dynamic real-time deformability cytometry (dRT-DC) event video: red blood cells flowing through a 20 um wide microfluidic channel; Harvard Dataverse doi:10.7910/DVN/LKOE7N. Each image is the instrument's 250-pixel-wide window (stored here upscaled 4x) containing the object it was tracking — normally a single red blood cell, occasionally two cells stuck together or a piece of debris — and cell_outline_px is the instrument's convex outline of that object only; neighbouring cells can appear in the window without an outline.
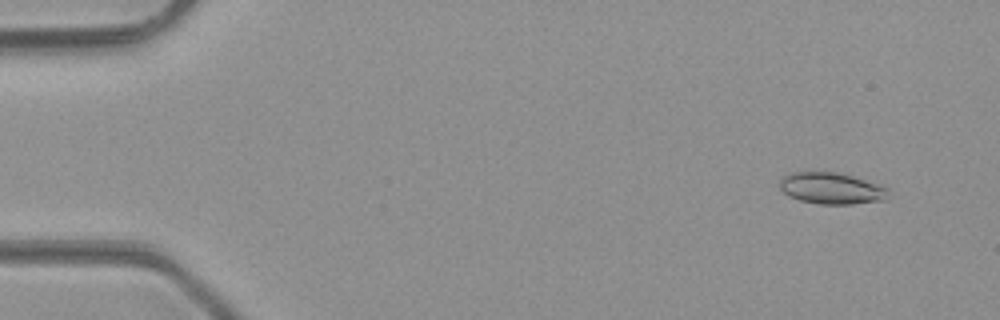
{"species": "common noctule bat (a hibernating species)", "species_latin": "Nyctalus noctula", "temperature_condition": "room temperature", "stored_images_in_passage": 49, "camera_frame_rate_fps": 3000, "um_per_image_px": 0.085, "animal": {"sex": "male", "body_mass_g": 23.1, "forearm_length_mm": 52.7}, "frame": {"image": 1, "passage_image": 3, "time_ms": 0.667, "image_size_px": [1000, 320], "cell_outline_px": [[888, 200], [852, 204], [820, 204], [800, 200], [788, 196], [780, 188], [780, 180], [784, 176], [792, 172], [836, 172], [852, 176], [880, 184], [888, 188]], "centroid_in_image_um": [70.71, 16.01], "position_along_channel_um": 14.3, "area_um2": 20.0}}
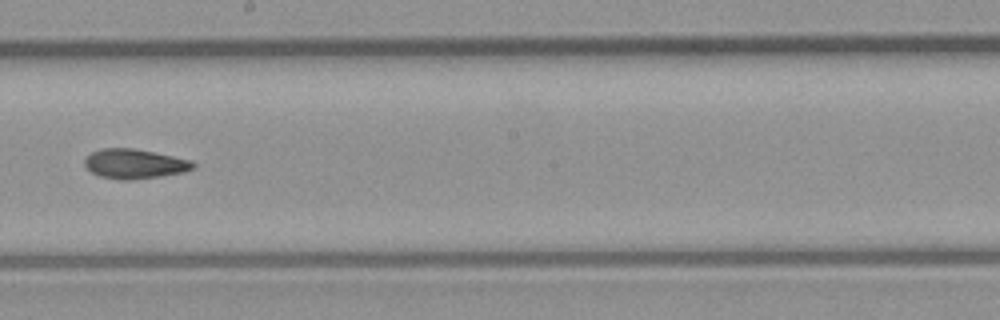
{"frame": {"image": 2, "passage_image": 27, "time_ms": 8.667, "image_size_px": [1000, 320], "cell_outline_px": [[196, 164], [192, 168], [180, 172], [160, 176], [132, 180], [120, 180], [100, 176], [92, 172], [84, 164], [84, 160], [92, 152], [104, 148], [132, 148], [192, 160]], "centroid_in_image_um": [11.41, 13.93], "position_along_channel_um": 236.8, "area_um2": 18.38}}
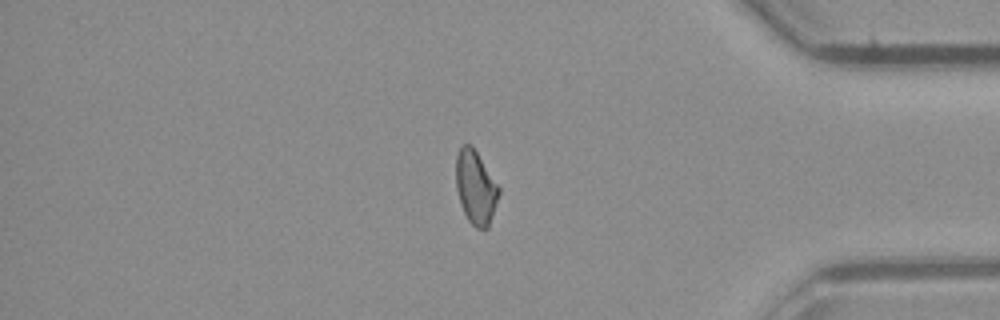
{"frame": {"image": 3, "passage_image": 40, "time_ms": 13.0, "image_size_px": [1000, 320], "cell_outline_px": [[500, 192], [488, 228], [484, 232], [476, 228], [468, 220], [464, 212], [456, 188], [456, 156], [460, 148], [464, 144], [472, 144], [500, 188]], "centroid_in_image_um": [40.44, 15.94], "position_along_channel_um": 394.8, "area_um2": 18.38}, "authors_computed_cell_mechanics": {"area_um2": 18.785, "velocity_mm_per_s": 4.2951, "shape_relaxation_time_tau1_ms": null, "shape_relaxation_time_tau2_ms": 4.2661, "deformation_change_tau1": null, "deformation_change_tau2": 0.1116}}